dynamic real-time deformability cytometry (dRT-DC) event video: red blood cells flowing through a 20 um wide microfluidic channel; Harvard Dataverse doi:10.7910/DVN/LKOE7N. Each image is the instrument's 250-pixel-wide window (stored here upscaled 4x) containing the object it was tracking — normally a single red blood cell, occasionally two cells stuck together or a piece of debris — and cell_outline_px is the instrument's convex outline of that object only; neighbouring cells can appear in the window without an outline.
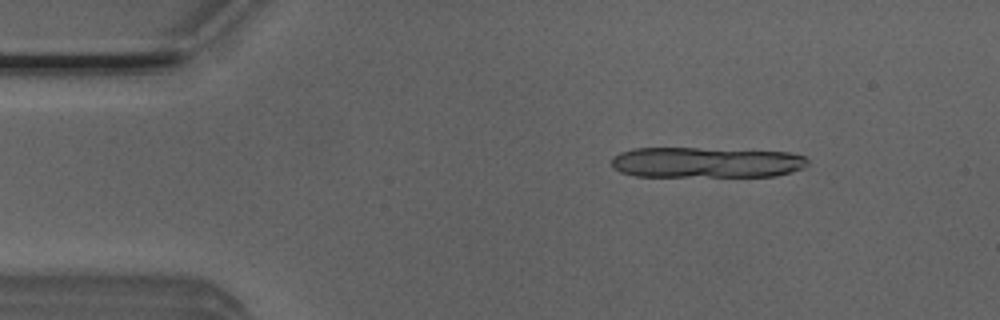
{"species": "Egyptian fruit bat (a non-hibernating species)", "species_latin": "Rousettus aegyptiacus", "temperature_condition": "room temperature", "stored_images_in_passage": 4, "camera_frame_rate_fps": 3000, "um_per_image_px": 0.085, "animal": {"sex": "male"}, "frame": {"image": 1, "passage_image": 1, "time_ms": 0.0, "image_size_px": [1000, 320], "cell_outline_px": [[808, 164], [804, 168], [792, 172], [776, 176], [636, 176], [620, 172], [612, 168], [612, 160], [620, 152], [632, 148], [696, 148], [788, 152], [804, 156], [808, 160]], "centroid_in_image_um": [60.03, 13.81], "position_along_channel_um": 25.0, "area_um2": 35.08}}